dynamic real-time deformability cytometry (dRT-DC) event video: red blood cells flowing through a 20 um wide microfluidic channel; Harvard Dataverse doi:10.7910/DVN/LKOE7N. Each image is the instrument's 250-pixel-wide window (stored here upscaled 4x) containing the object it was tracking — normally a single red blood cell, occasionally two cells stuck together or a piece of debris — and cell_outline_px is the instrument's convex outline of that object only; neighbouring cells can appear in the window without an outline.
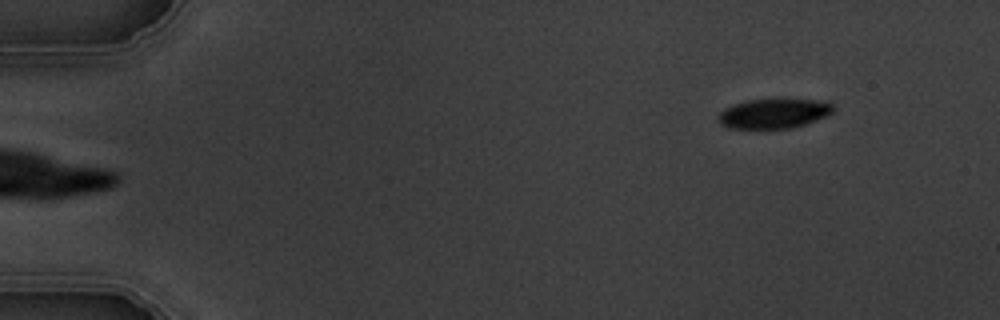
{"species": "common noctule bat (a hibernating species)", "species_latin": "Nyctalus noctula", "temperature_condition": "warm", "stored_images_in_passage": 6, "camera_frame_rate_fps": 3000, "um_per_image_px": 0.085, "animal": {"sex": "male", "body_mass_g": 19.5, "forearm_length_mm": 54.6}, "frame": {"image": 1, "passage_image": 6, "time_ms": 6.667, "image_size_px": [1000, 320], "cell_outline_px": [[836, 108], [828, 116], [792, 128], [728, 128], [720, 124], [716, 120], [720, 112], [724, 108], [732, 104], [748, 100], [824, 100], [832, 104]], "centroid_in_image_um": [65.76, 9.65], "position_along_channel_um": 19.2, "area_um2": 19.88}}